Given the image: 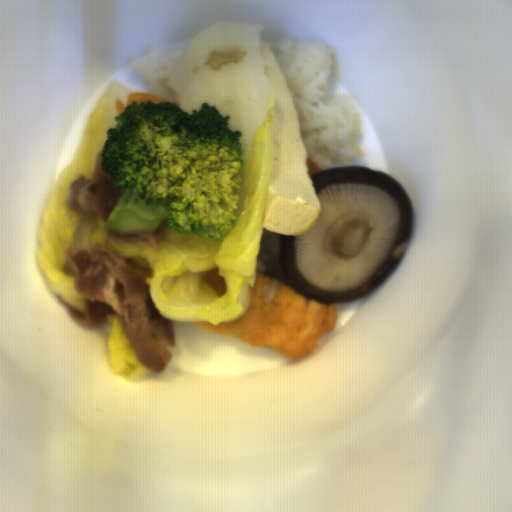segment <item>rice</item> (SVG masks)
<instances>
[{
  "mask_svg": "<svg viewBox=\"0 0 512 512\" xmlns=\"http://www.w3.org/2000/svg\"><path fill=\"white\" fill-rule=\"evenodd\" d=\"M293 100L307 158L318 169L355 167L364 157L359 105L352 96L331 94L332 43L283 39L269 46Z\"/></svg>",
  "mask_w": 512,
  "mask_h": 512,
  "instance_id": "rice-1",
  "label": "rice"
},
{
  "mask_svg": "<svg viewBox=\"0 0 512 512\" xmlns=\"http://www.w3.org/2000/svg\"><path fill=\"white\" fill-rule=\"evenodd\" d=\"M185 52L175 48L152 49L132 60L130 67L135 69L149 86L148 93L177 102L167 81Z\"/></svg>",
  "mask_w": 512,
  "mask_h": 512,
  "instance_id": "rice-2",
  "label": "rice"
}]
</instances>
